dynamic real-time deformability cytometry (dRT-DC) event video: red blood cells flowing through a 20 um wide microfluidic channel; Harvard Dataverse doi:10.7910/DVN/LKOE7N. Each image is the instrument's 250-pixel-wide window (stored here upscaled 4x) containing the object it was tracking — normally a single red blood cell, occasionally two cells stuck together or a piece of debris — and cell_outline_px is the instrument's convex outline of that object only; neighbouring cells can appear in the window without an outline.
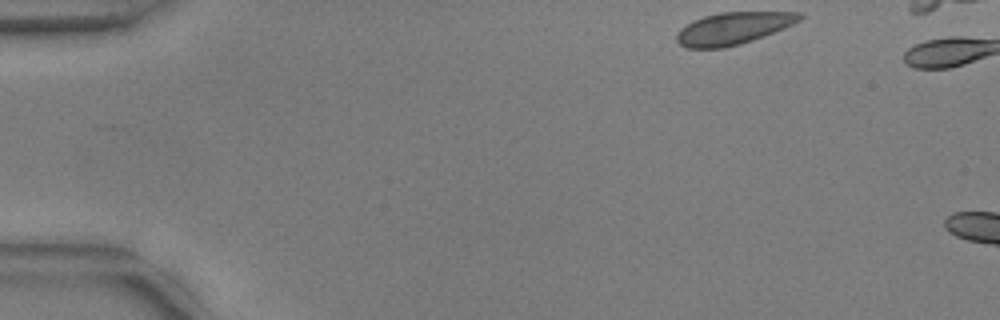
{"species": "common noctule bat (a hibernating species)", "species_latin": "Nyctalus noctula", "temperature_condition": "warm", "stored_images_in_passage": 3, "camera_frame_rate_fps": 3000, "um_per_image_px": 0.085, "animal": {"sex": "male", "body_mass_g": 17.9, "forearm_length_mm": 54.2}, "frame": {"image": 1, "passage_image": 1, "time_ms": 0.0, "image_size_px": [1000, 320], "cell_outline_px": [[804, 16], [800, 20], [784, 28], [764, 36], [740, 44], [724, 48], [688, 48], [680, 44], [676, 40], [676, 36], [680, 28], [704, 16], [720, 12], [800, 12]], "centroid_in_image_um": [62.33, 2.41], "position_along_channel_um": 22.7, "area_um2": 22.83}}